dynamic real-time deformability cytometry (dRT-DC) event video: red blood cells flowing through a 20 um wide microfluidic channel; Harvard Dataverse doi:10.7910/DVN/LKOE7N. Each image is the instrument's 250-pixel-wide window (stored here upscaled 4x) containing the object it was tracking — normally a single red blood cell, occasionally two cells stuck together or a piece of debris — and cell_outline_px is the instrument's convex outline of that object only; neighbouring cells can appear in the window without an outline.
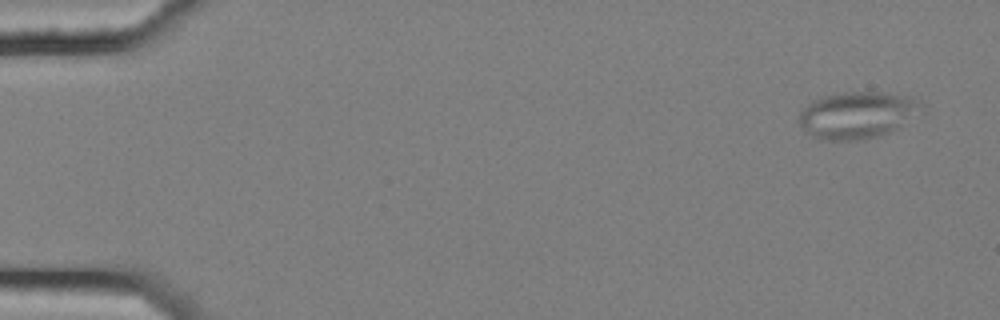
{"species": "common noctule bat (a hibernating species)", "species_latin": "Nyctalus noctula", "temperature_condition": "cold", "stored_images_in_passage": 5, "camera_frame_rate_fps": 3000, "um_per_image_px": 0.085, "animal": {"sex": "female", "body_mass_g": 25.1}, "frame": {"image": 1, "passage_image": 1, "time_ms": 0.0, "image_size_px": [1000, 320], "cell_outline_px": [[928, 104], [924, 112], [888, 132], [876, 136], [860, 140], [820, 140], [812, 136], [800, 124], [800, 112], [812, 100], [824, 96], [844, 92], [884, 92], [912, 96]], "centroid_in_image_um": [72.97, 9.75], "position_along_channel_um": 12.0, "area_um2": 33.7}}
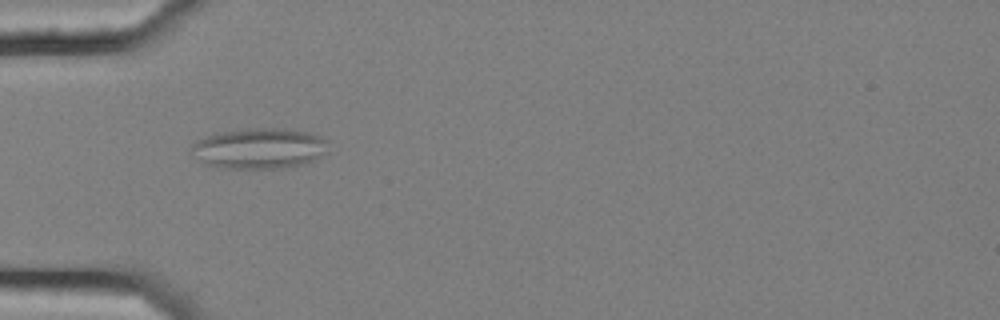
{"frame": {"image": 2, "passage_image": 5, "time_ms": 1.333, "image_size_px": [1000, 320], "cell_outline_px": [[328, 152], [312, 160], [300, 164], [276, 168], [224, 168], [204, 164], [192, 148], [192, 144], [208, 136], [220, 132], [248, 128], [284, 128], [308, 132], [320, 136], [328, 140]], "centroid_in_image_um": [22.11, 12.6], "position_along_channel_um": 62.9, "area_um2": 31.96}}